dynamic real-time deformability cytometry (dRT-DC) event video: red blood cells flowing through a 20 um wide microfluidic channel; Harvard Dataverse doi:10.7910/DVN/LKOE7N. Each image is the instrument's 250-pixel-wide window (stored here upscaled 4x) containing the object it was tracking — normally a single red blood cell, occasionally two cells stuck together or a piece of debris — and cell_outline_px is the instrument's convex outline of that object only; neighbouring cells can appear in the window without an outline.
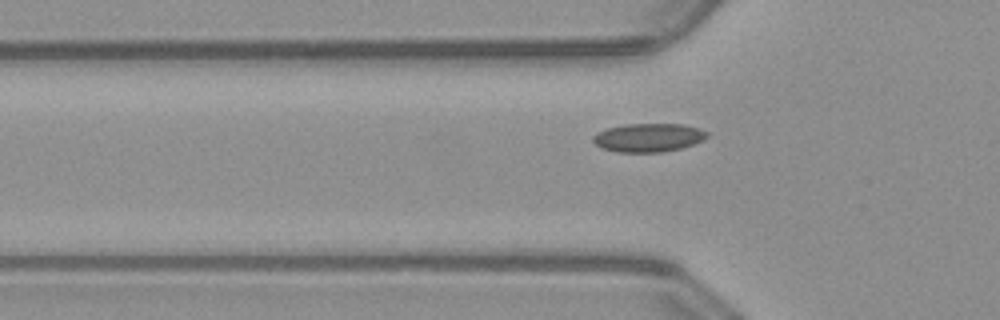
{"species": "common noctule bat (a hibernating species)", "species_latin": "Nyctalus noctula", "temperature_condition": "warm", "stored_images_in_passage": 32, "camera_frame_rate_fps": 3000, "um_per_image_px": 0.085, "animal": {"sex": "male", "body_mass_g": 23.1, "forearm_length_mm": 52.7}, "frame": {"image": 1, "passage_image": 2, "time_ms": 0.333, "image_size_px": [1000, 320], "cell_outline_px": [[708, 136], [704, 140], [680, 148], [660, 152], [616, 152], [600, 148], [592, 140], [592, 136], [596, 132], [608, 128], [624, 124], [684, 124], [700, 128], [708, 132]], "centroid_in_image_um": [55.1, 11.69], "position_along_channel_um": 70.7, "area_um2": 19.07}}
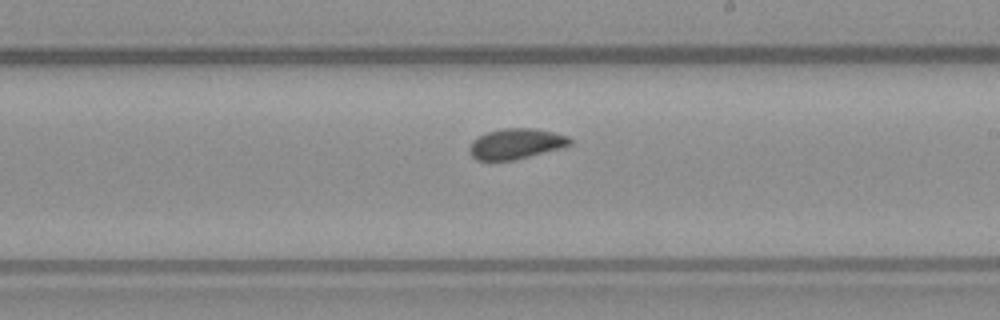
{"frame": {"image": 2, "passage_image": 15, "time_ms": 4.667, "image_size_px": [1000, 320], "cell_outline_px": [[572, 144], [560, 148], [512, 160], [476, 160], [472, 156], [468, 148], [472, 140], [488, 132], [504, 128], [536, 128], [568, 136], [572, 140]], "centroid_in_image_um": [43.85, 12.21], "position_along_channel_um": 245.2, "area_um2": 17.63}}
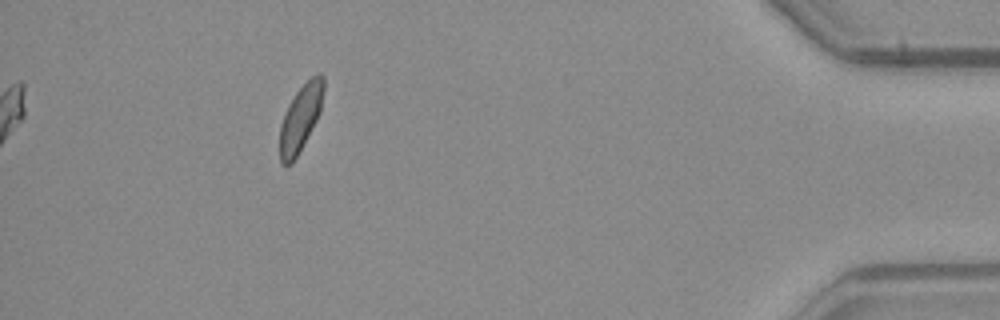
{"frame": {"image": 3, "passage_image": 32, "time_ms": 10.333, "image_size_px": [1000, 320], "cell_outline_px": [[324, 88], [320, 112], [316, 120], [292, 164], [280, 164], [280, 124], [288, 104], [296, 92], [316, 72], [320, 72], [324, 76]], "centroid_in_image_um": [25.55, 10.0], "position_along_channel_um": 409.7, "area_um2": 16.76}, "authors_computed_cell_mechanics": {"area_um2": 17.629, "velocity_mm_per_s": 4.0108, "shape_relaxation_time_tau1_ms": 3.8676, "shape_relaxation_time_tau2_ms": 1.0924, "deformation_change_tau1": 0.1069, "deformation_change_tau2": 0.0622}}